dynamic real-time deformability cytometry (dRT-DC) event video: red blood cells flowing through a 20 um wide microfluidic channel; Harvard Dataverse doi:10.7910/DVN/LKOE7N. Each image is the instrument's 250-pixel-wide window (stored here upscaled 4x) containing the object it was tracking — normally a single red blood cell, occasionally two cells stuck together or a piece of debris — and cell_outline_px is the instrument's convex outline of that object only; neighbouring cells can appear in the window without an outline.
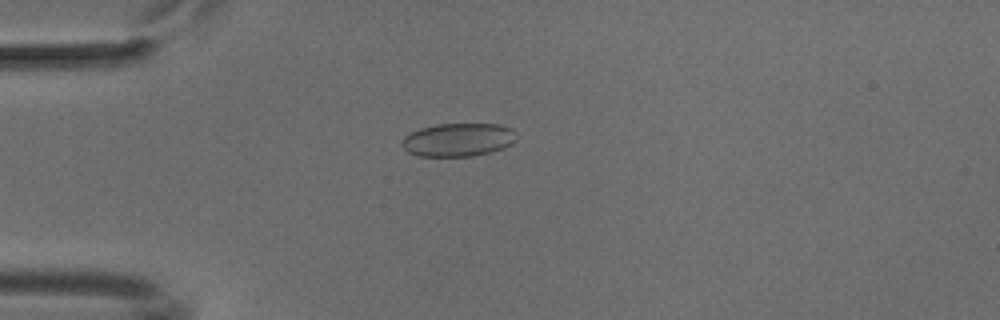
{"species": "common noctule bat (a hibernating species)", "species_latin": "Nyctalus noctula", "temperature_condition": "cold", "stored_images_in_passage": 52, "camera_frame_rate_fps": 3000, "um_per_image_px": 0.085, "animal": {"sex": "male", "body_mass_g": 18.8}, "frame": {"image": 1, "passage_image": 14, "time_ms": 4.333, "image_size_px": [1000, 320], "cell_outline_px": [[516, 140], [512, 144], [504, 148], [492, 152], [472, 156], [416, 156], [408, 152], [400, 144], [400, 140], [404, 136], [420, 128], [436, 124], [500, 124], [512, 128], [516, 132]], "centroid_in_image_um": [38.95, 11.88], "position_along_channel_um": 46.0, "area_um2": 22.54}}
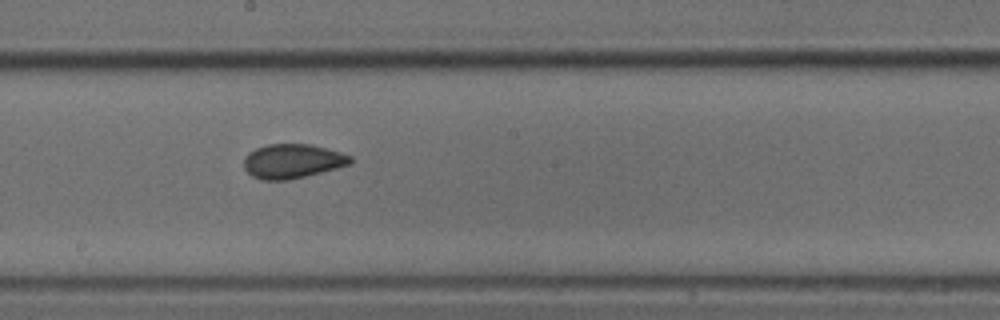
{"frame": {"image": 2, "passage_image": 29, "time_ms": 9.333, "image_size_px": [1000, 320], "cell_outline_px": [[352, 164], [288, 180], [260, 180], [252, 176], [244, 168], [244, 156], [248, 152], [256, 148], [268, 144], [308, 144], [340, 152], [352, 156]], "centroid_in_image_um": [24.83, 13.7], "position_along_channel_um": 223.4, "area_um2": 21.21}}
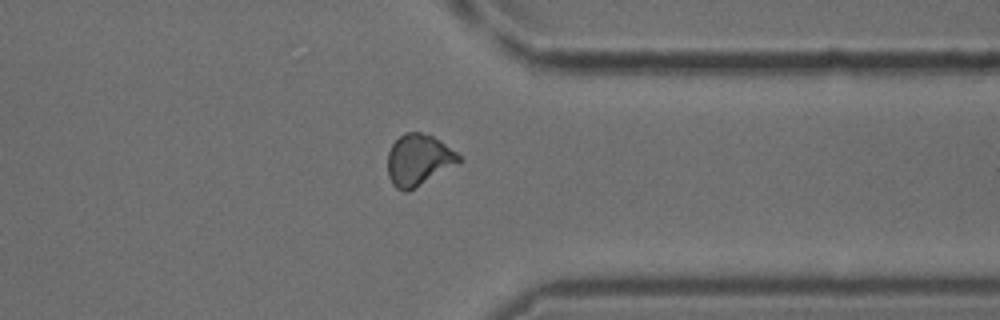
{"frame": {"image": 3, "passage_image": 41, "time_ms": 13.333, "image_size_px": [1000, 320], "cell_outline_px": [[460, 160], [408, 192], [404, 192], [396, 188], [392, 184], [388, 176], [388, 152], [392, 144], [404, 132], [420, 132], [432, 136], [440, 140], [456, 152], [460, 156]], "centroid_in_image_um": [35.51, 13.58], "position_along_channel_um": 375.9, "area_um2": 20.81}}